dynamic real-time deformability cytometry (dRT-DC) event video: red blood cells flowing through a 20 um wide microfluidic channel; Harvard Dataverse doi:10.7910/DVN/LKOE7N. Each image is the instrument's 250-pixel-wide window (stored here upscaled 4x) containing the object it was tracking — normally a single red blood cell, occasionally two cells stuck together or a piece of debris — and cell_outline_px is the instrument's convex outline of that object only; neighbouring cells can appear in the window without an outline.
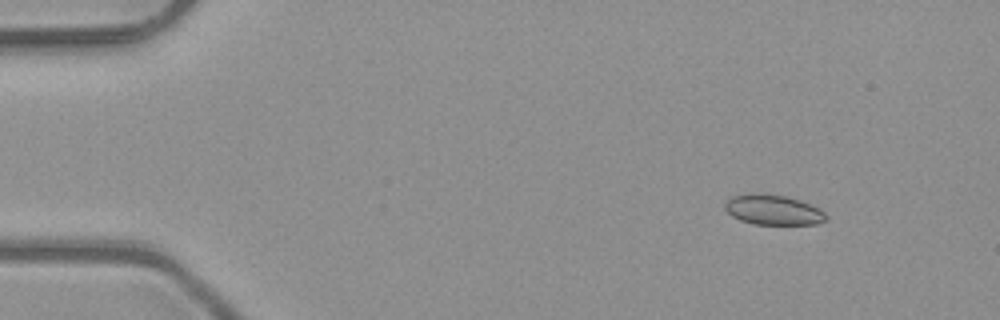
{"species": "common noctule bat (a hibernating species)", "species_latin": "Nyctalus noctula", "temperature_condition": "room temperature", "stored_images_in_passage": 5, "camera_frame_rate_fps": 3000, "um_per_image_px": 0.085, "animal": {"sex": "male", "body_mass_g": 23.1, "forearm_length_mm": 52.7}, "frame": {"image": 1, "passage_image": 2, "time_ms": 0.333, "image_size_px": [1000, 320], "cell_outline_px": [[828, 220], [816, 224], [756, 224], [740, 220], [732, 216], [724, 208], [724, 200], [732, 196], [752, 192], [764, 192], [788, 196], [800, 200], [820, 208], [828, 216]], "centroid_in_image_um": [65.71, 17.81], "position_along_channel_um": 19.3, "area_um2": 18.21}}
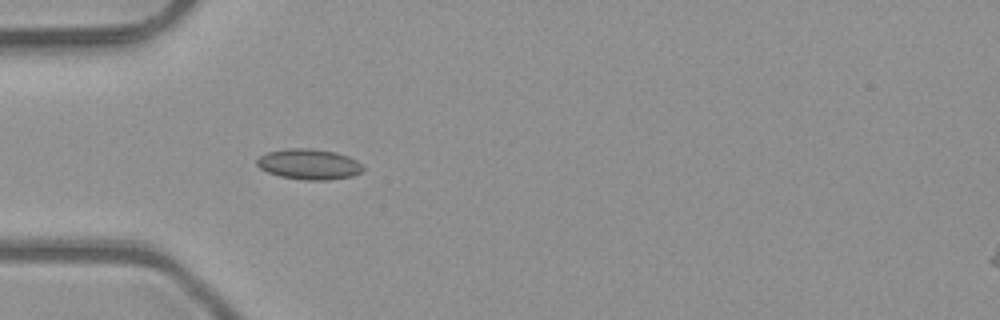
{"frame": {"image": 2, "passage_image": 5, "time_ms": 1.333, "image_size_px": [1000, 320], "cell_outline_px": [[364, 168], [360, 172], [352, 176], [328, 180], [304, 180], [280, 176], [268, 172], [260, 168], [256, 164], [256, 160], [260, 156], [268, 152], [288, 148], [312, 148], [336, 152], [348, 156], [356, 160]], "centroid_in_image_um": [26.25, 13.95], "position_along_channel_um": 58.7, "area_um2": 18.84}}